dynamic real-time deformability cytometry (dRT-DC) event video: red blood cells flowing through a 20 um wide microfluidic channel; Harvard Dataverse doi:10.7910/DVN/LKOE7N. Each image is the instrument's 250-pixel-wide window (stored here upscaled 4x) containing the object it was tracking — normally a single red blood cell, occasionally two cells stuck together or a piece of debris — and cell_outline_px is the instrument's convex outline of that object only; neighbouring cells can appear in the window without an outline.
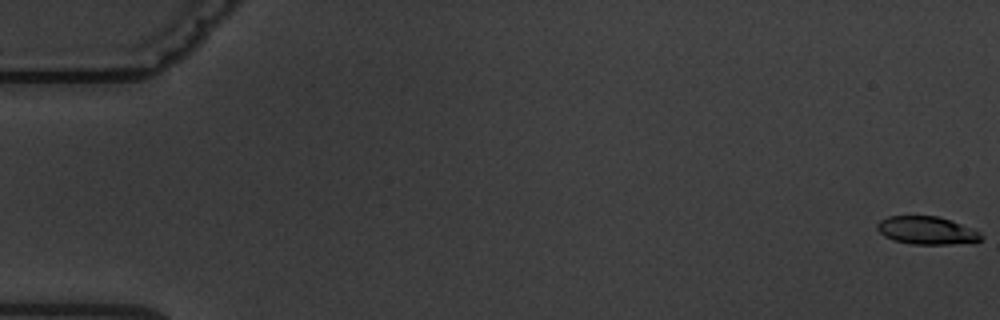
{"species": "common noctule bat (a hibernating species)", "species_latin": "Nyctalus noctula", "temperature_condition": "warm", "stored_images_in_passage": 8, "segment_of_instrument_passage": [1, 2], "camera_frame_rate_fps": 3000, "um_per_image_px": 0.085, "animal": {"sex": "male", "body_mass_g": 19.5, "forearm_length_mm": 54.6}, "frame": {"image": 1, "passage_image": 1, "time_ms": 0.0, "image_size_px": [1000, 320], "cell_outline_px": [[984, 236], [980, 240], [972, 244], [912, 244], [896, 240], [884, 236], [876, 228], [876, 224], [880, 220], [888, 216], [936, 216], [952, 220], [980, 232]], "centroid_in_image_um": [78.82, 19.59], "position_along_channel_um": 6.2, "area_um2": 17.05}}
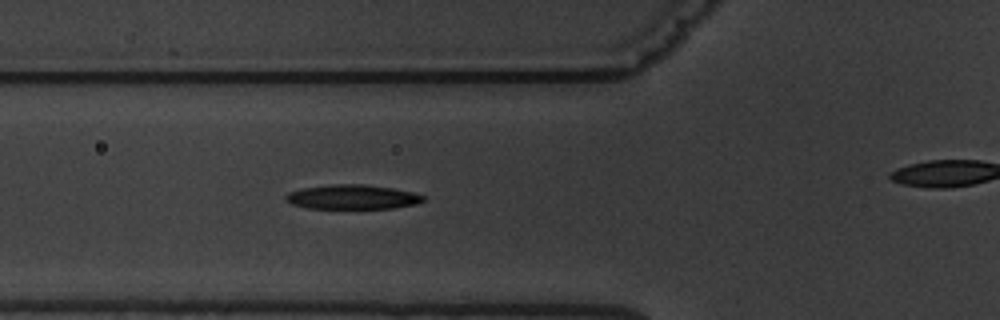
{"frame": {"image": 2, "passage_image": 7, "time_ms": 7.0, "image_size_px": [1000, 320], "cell_outline_px": [[424, 200], [416, 204], [392, 208], [304, 208], [292, 204], [284, 200], [284, 196], [288, 192], [300, 188], [332, 184], [364, 184], [392, 188], [412, 192], [424, 196]], "centroid_in_image_um": [29.89, 16.74], "position_along_channel_um": 95.9, "area_um2": 19.65}}